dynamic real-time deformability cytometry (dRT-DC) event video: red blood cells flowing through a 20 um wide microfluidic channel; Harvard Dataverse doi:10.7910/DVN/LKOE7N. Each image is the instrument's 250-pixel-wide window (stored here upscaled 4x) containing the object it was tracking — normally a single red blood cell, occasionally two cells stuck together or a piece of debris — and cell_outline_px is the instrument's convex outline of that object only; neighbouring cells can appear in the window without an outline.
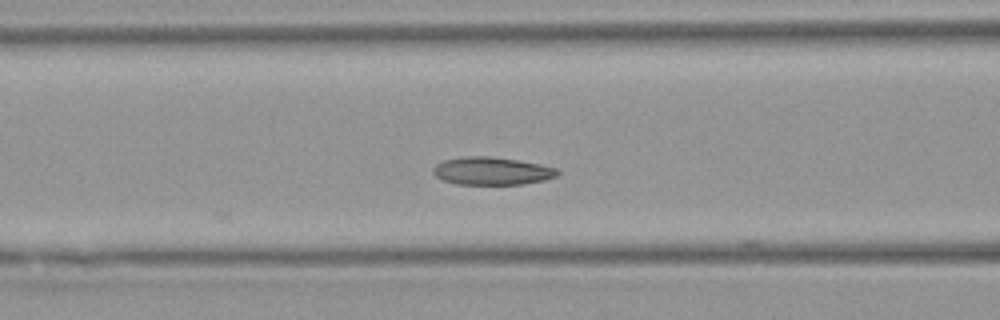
{"species": "Egyptian fruit bat (a non-hibernating species)", "species_latin": "Rousettus aegyptiacus", "temperature_condition": "warm", "stored_images_in_passage": 5, "camera_frame_rate_fps": 3000, "um_per_image_px": 0.085, "animal": {"sex": "female"}, "frame": {"image": 1, "passage_image": 5, "time_ms": 5.333, "image_size_px": [1000, 320], "cell_outline_px": [[560, 172], [556, 176], [544, 180], [524, 184], [456, 184], [444, 180], [436, 176], [432, 172], [432, 168], [436, 164], [444, 160], [468, 156], [488, 156], [516, 160], [540, 164], [556, 168]], "centroid_in_image_um": [41.8, 14.53], "position_along_channel_um": 124.8, "area_um2": 20.0}}